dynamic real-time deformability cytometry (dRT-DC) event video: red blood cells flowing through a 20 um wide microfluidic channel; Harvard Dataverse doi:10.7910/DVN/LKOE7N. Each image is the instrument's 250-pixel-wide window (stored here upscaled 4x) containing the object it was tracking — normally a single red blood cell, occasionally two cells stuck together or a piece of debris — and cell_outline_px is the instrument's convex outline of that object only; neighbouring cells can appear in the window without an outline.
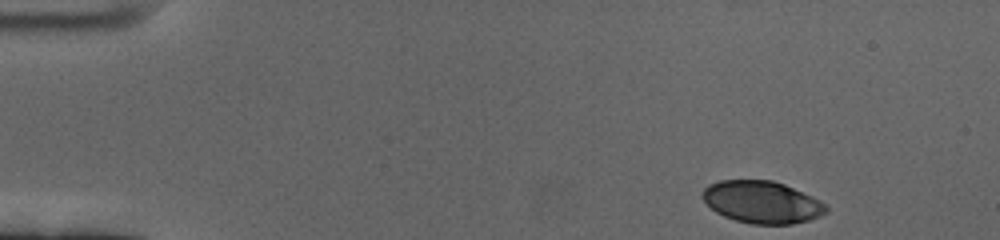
{"species": "human", "species_latin": "Homo sapiens", "temperature_condition": "cold", "stored_images_in_passage": 54, "camera_frame_rate_fps": 3000, "um_per_image_px": 0.085, "donor": {"sex": "female"}, "frame": {"image": 1, "passage_image": 1, "time_ms": 0.0, "image_size_px": [1000, 240], "cell_outline_px": [[828, 212], [820, 216], [808, 220], [792, 224], [752, 224], [736, 220], [724, 216], [716, 212], [700, 196], [704, 188], [708, 184], [720, 180], [772, 180], [784, 184], [812, 196], [820, 200], [828, 208]], "centroid_in_image_um": [64.76, 17.17], "position_along_channel_um": 20.2, "area_um2": 30.4}}
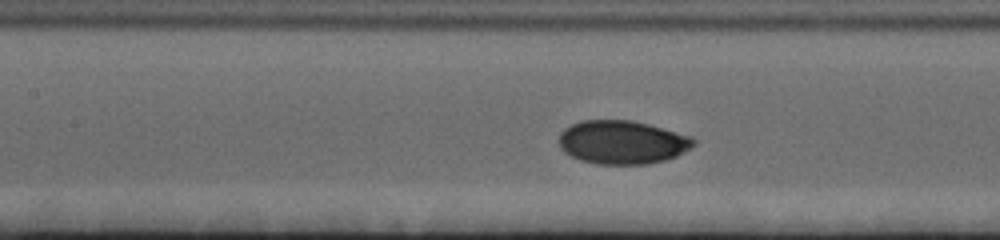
{"frame": {"image": 2, "passage_image": 22, "time_ms": 7.0, "image_size_px": [1000, 240], "cell_outline_px": [[696, 144], [676, 156], [664, 160], [648, 164], [596, 164], [580, 160], [564, 152], [560, 148], [560, 132], [564, 128], [580, 120], [632, 120], [648, 124], [692, 136], [696, 140]], "centroid_in_image_um": [52.89, 12.09], "position_along_channel_um": 154.5, "area_um2": 34.22}}
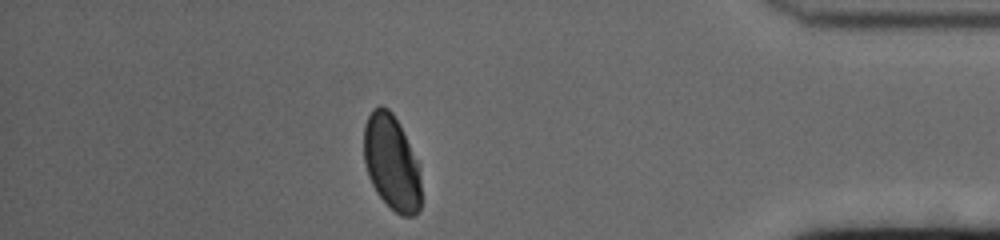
{"frame": {"image": 3, "passage_image": 47, "time_ms": 15.333, "image_size_px": [1000, 240], "cell_outline_px": [[420, 208], [412, 216], [400, 216], [376, 192], [368, 176], [364, 160], [364, 124], [372, 108], [380, 104], [388, 108], [392, 112], [416, 160], [420, 180]], "centroid_in_image_um": [33.24, 13.8], "position_along_channel_um": 402.0, "area_um2": 31.21}, "authors_computed_cell_mechanics": {"area_um2": 33.1772, "velocity_mm_per_s": 3.3814, "shape_relaxation_time_tau1_ms": 4.4013, "shape_relaxation_time_tau2_ms": null, "deformation_change_tau1": 0.1386, "deformation_change_tau2": null}}